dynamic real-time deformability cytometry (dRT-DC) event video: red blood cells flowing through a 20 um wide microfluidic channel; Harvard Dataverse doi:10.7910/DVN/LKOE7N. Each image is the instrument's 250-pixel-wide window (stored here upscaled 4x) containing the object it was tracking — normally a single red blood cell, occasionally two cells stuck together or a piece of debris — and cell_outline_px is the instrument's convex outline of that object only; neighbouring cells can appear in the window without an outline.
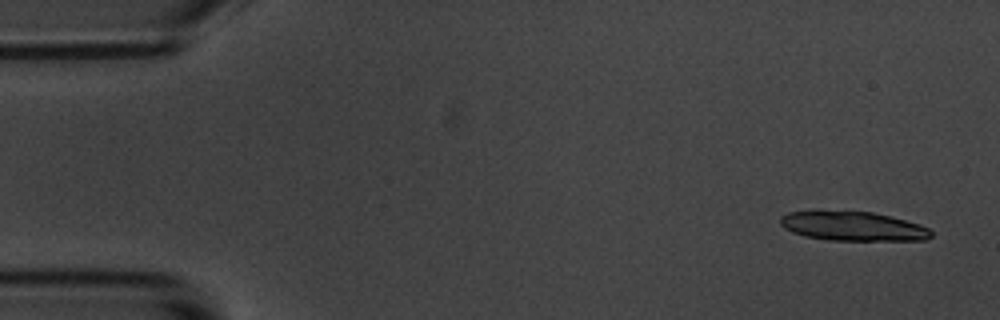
{"species": "common noctule bat (a hibernating species)", "species_latin": "Nyctalus noctula", "temperature_condition": "room temperature", "stored_images_in_passage": 5, "camera_frame_rate_fps": 3000, "um_per_image_px": 0.085, "animal": {"sex": "male", "body_mass_g": 20.1, "forearm_length_mm": 53.5}, "frame": {"image": 1, "passage_image": 1, "time_ms": 0.0, "image_size_px": [1000, 320], "cell_outline_px": [[932, 236], [924, 240], [828, 240], [804, 236], [792, 232], [784, 228], [780, 224], [780, 216], [788, 212], [872, 212], [892, 216], [920, 224], [928, 228], [932, 232]], "centroid_in_image_um": [72.52, 19.24], "position_along_channel_um": 12.5, "area_um2": 25.43}}